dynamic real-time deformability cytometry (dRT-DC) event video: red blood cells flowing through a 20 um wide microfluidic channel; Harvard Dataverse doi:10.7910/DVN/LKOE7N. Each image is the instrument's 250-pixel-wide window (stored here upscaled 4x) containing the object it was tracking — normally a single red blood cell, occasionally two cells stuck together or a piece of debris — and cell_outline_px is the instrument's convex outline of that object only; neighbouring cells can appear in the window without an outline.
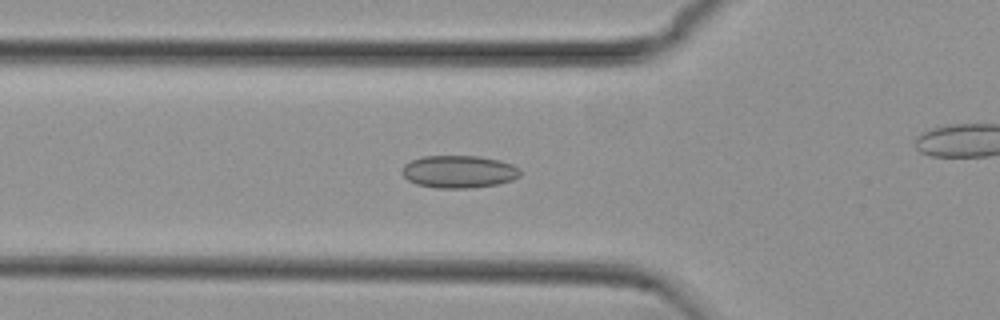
{"species": "common noctule bat (a hibernating species)", "species_latin": "Nyctalus noctula", "temperature_condition": "cold", "stored_images_in_passage": 31, "camera_frame_rate_fps": 3000, "um_per_image_px": 0.085, "animal": {"sex": "female", "body_mass_g": 29.2, "forearm_length_mm": 56.3}, "frame": {"image": 1, "passage_image": 6, "time_ms": 1.667, "image_size_px": [1000, 320], "cell_outline_px": [[520, 176], [512, 180], [496, 184], [468, 188], [436, 188], [416, 184], [408, 180], [400, 172], [404, 164], [412, 160], [424, 156], [480, 156], [500, 160], [512, 164], [520, 168]], "centroid_in_image_um": [38.99, 14.59], "position_along_channel_um": 86.8, "area_um2": 22.48}}
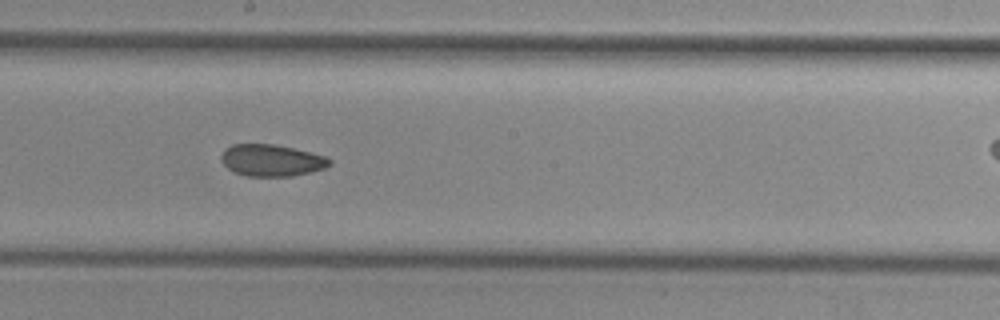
{"frame": {"image": 2, "passage_image": 17, "time_ms": 5.333, "image_size_px": [1000, 320], "cell_outline_px": [[332, 164], [324, 168], [292, 176], [248, 176], [236, 172], [228, 168], [220, 160], [220, 156], [224, 148], [232, 144], [276, 144], [324, 156], [332, 160]], "centroid_in_image_um": [23.05, 13.62], "position_along_channel_um": 225.2, "area_um2": 19.94}}
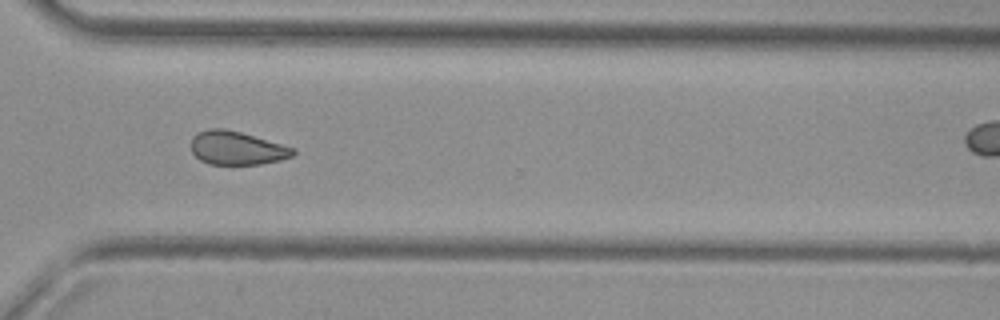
{"frame": {"image": 3, "passage_image": 27, "time_ms": 8.667, "image_size_px": [1000, 320], "cell_outline_px": [[296, 152], [292, 156], [280, 160], [260, 164], [208, 164], [200, 160], [192, 152], [192, 136], [196, 132], [208, 128], [224, 128], [240, 132], [296, 148]], "centroid_in_image_um": [20.12, 12.58], "position_along_channel_um": 350.5, "area_um2": 19.94}}